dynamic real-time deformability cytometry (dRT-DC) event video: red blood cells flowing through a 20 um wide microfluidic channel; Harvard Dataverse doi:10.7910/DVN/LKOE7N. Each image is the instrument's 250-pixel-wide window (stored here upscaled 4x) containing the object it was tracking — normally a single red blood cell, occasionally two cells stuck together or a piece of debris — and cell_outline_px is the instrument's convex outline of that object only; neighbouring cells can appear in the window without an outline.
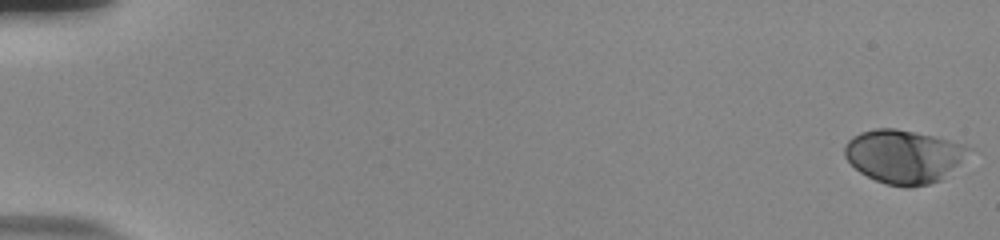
{"species": "human", "species_latin": "Homo sapiens", "temperature_condition": "room temperature", "stored_images_in_passage": 55, "camera_frame_rate_fps": 3000, "um_per_image_px": 0.085, "donor": {"sex": "male"}, "frame": {"image": 1, "passage_image": 1, "time_ms": 0.0, "image_size_px": [1000, 240], "cell_outline_px": [[972, 148], [940, 180], [928, 184], [908, 188], [888, 184], [876, 180], [860, 172], [844, 156], [844, 144], [852, 136], [860, 132], [876, 128], [896, 128], [932, 136], [964, 144]], "centroid_in_image_um": [76.75, 13.28], "position_along_channel_um": 8.3, "area_um2": 38.03}}
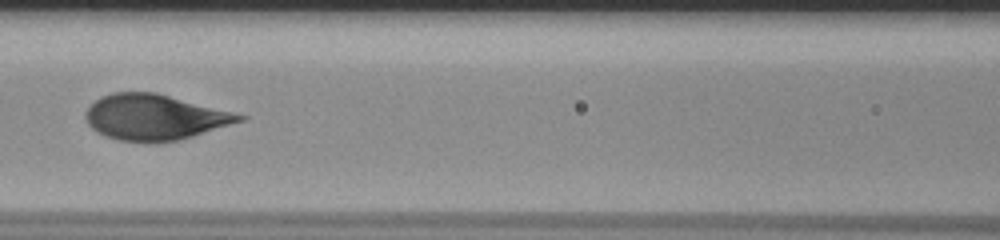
{"frame": {"image": 2, "passage_image": 27, "time_ms": 8.667, "image_size_px": [1000, 240], "cell_outline_px": [[248, 116], [244, 120], [180, 140], [116, 140], [104, 136], [96, 132], [88, 124], [84, 116], [84, 112], [100, 96], [112, 92], [156, 92]], "centroid_in_image_um": [13.11, 9.93], "position_along_channel_um": 153.5, "area_um2": 40.29}}
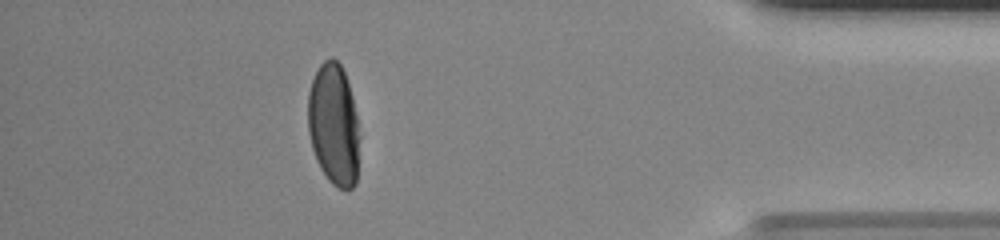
{"frame": {"image": 3, "passage_image": 50, "time_ms": 16.333, "image_size_px": [1000, 240], "cell_outline_px": [[360, 136], [356, 184], [352, 188], [336, 188], [328, 180], [320, 168], [316, 160], [312, 148], [308, 132], [308, 92], [312, 80], [320, 64], [324, 60], [332, 56], [340, 64], [344, 72], [352, 96]], "centroid_in_image_um": [28.36, 10.61], "position_along_channel_um": 406.8, "area_um2": 36.88}}